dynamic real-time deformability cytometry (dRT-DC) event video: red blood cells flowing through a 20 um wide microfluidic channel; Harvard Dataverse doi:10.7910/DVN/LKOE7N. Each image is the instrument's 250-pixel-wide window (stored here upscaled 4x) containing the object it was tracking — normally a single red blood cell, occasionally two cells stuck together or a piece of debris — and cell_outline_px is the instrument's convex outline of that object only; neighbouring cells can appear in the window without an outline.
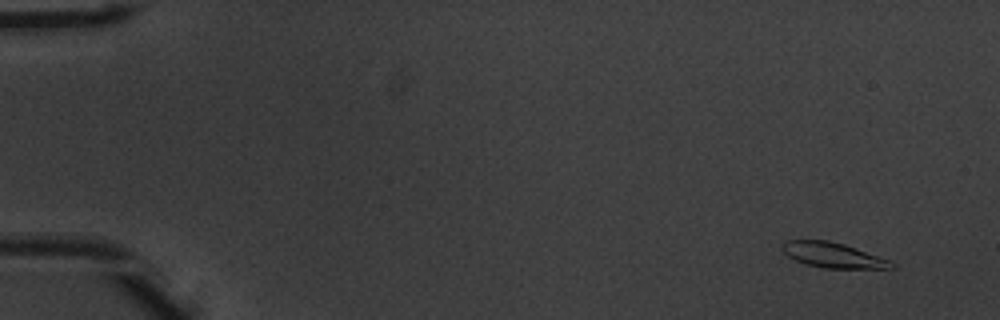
{"species": "common noctule bat (a hibernating species)", "species_latin": "Nyctalus noctula", "temperature_condition": "warm", "stored_images_in_passage": 53, "camera_frame_rate_fps": 3000, "um_per_image_px": 0.085, "animal": {"sex": "male", "body_mass_g": 20.1, "forearm_length_mm": 53.5}, "frame": {"image": 1, "passage_image": 4, "time_ms": 1.0, "image_size_px": [1000, 320], "cell_outline_px": [[896, 268], [824, 268], [808, 264], [796, 260], [788, 256], [784, 252], [784, 244], [788, 240], [828, 240], [844, 244], [892, 260], [896, 264]], "centroid_in_image_um": [70.9, 21.69], "position_along_channel_um": 14.1, "area_um2": 15.84}}
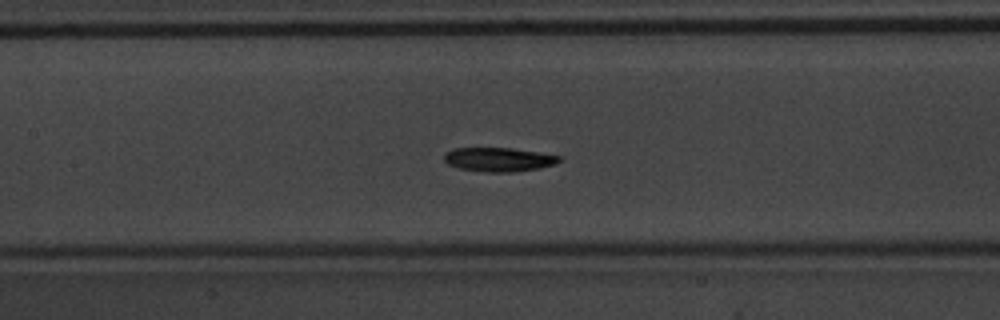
{"frame": {"image": 2, "passage_image": 26, "time_ms": 8.333, "image_size_px": [1000, 320], "cell_outline_px": [[560, 160], [556, 164], [540, 168], [512, 172], [484, 172], [460, 168], [448, 164], [444, 160], [444, 152], [452, 148], [512, 148], [560, 156]], "centroid_in_image_um": [42.36, 13.55], "position_along_channel_um": 165.0, "area_um2": 16.07}}
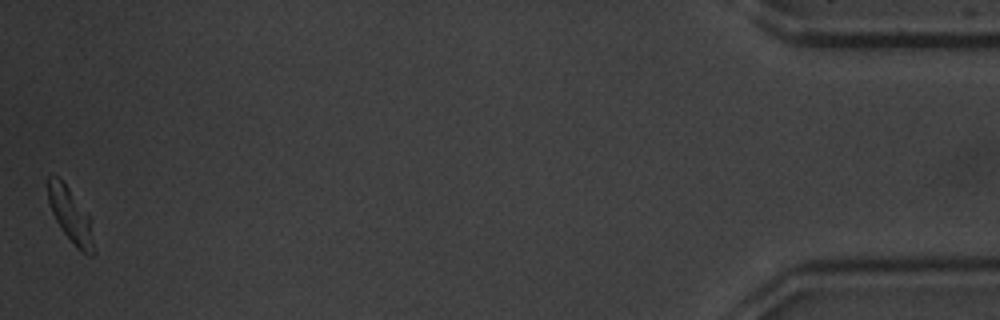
{"frame": {"image": 3, "passage_image": 53, "time_ms": 17.333, "image_size_px": [1000, 320], "cell_outline_px": [[96, 252], [92, 256], [80, 252], [76, 248], [60, 228], [52, 212], [48, 200], [48, 176], [56, 176], [68, 188], [88, 216]], "centroid_in_image_um": [6.0, 18.39], "position_along_channel_um": 429.2, "area_um2": 14.1}, "authors_computed_cell_mechanics": {"area_um2": 16.0684, "velocity_mm_per_s": 3.8837, "shape_relaxation_time_tau1_ms": 2.5179, "shape_relaxation_time_tau2_ms": 5.3771, "deformation_change_tau1": 0.1355, "deformation_change_tau2": 0.1189}}